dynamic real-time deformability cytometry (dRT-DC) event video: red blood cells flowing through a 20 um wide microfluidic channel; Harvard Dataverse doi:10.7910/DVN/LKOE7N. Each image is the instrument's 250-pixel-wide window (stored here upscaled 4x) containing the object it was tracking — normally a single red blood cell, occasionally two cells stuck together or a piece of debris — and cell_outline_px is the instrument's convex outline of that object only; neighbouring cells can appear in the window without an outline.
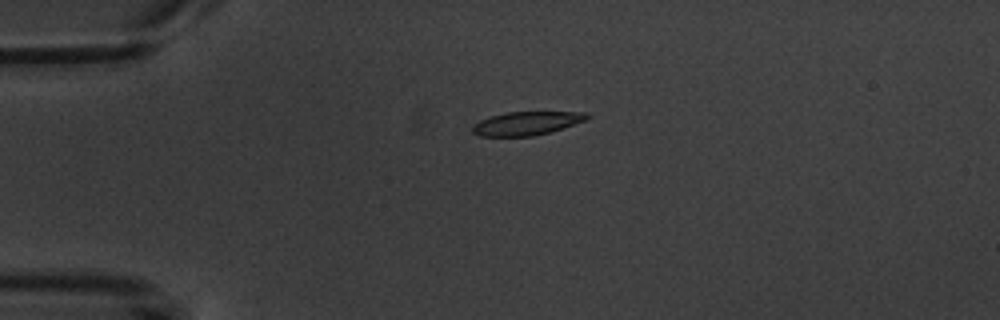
{"species": "common noctule bat (a hibernating species)", "species_latin": "Nyctalus noctula", "temperature_condition": "warm", "stored_images_in_passage": 10, "camera_frame_rate_fps": 3000, "um_per_image_px": 0.085, "animal": {"sex": "male", "body_mass_g": 20.1, "forearm_length_mm": 53.5}, "frame": {"image": 1, "passage_image": 4, "time_ms": 4.333, "image_size_px": [1000, 320], "cell_outline_px": [[592, 116], [584, 120], [548, 132], [532, 136], [480, 136], [472, 132], [472, 124], [480, 120], [492, 116], [508, 112], [588, 112]], "centroid_in_image_um": [44.72, 10.48], "position_along_channel_um": 40.3, "area_um2": 15.43}}
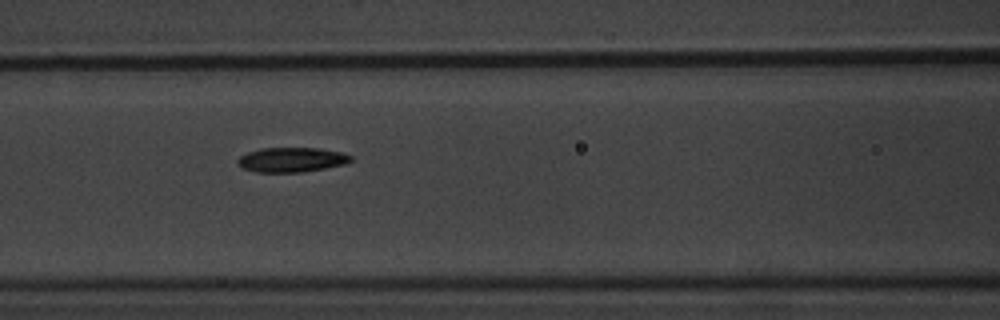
{"frame": {"image": 2, "passage_image": 7, "time_ms": 8.0, "image_size_px": [1000, 320], "cell_outline_px": [[352, 160], [344, 164], [304, 172], [256, 172], [244, 168], [236, 164], [236, 160], [240, 156], [248, 152], [260, 148], [320, 148], [344, 152], [352, 156]], "centroid_in_image_um": [24.79, 13.57], "position_along_channel_um": 141.8, "area_um2": 16.36}}
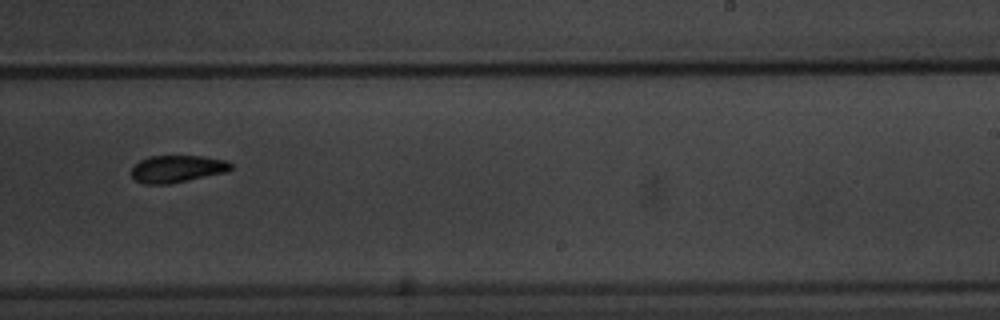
{"frame": {"image": 3, "passage_image": 10, "time_ms": 11.667, "image_size_px": [1000, 320], "cell_outline_px": [[232, 168], [228, 172], [168, 184], [144, 184], [136, 180], [132, 176], [132, 168], [140, 160], [148, 156], [200, 156], [224, 160], [232, 164]], "centroid_in_image_um": [15.06, 14.35], "position_along_channel_um": 273.9, "area_um2": 15.66}}